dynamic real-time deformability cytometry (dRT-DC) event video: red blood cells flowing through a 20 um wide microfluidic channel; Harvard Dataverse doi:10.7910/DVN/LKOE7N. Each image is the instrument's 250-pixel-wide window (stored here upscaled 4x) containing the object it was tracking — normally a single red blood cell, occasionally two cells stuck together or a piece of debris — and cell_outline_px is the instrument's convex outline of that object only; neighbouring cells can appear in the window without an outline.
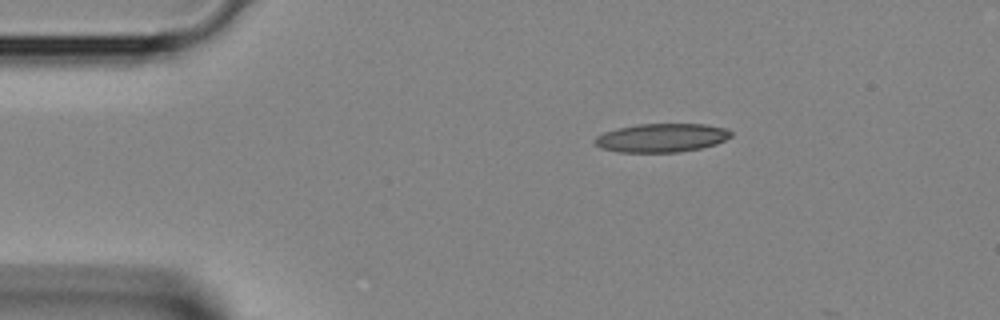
{"species": "Egyptian fruit bat (a non-hibernating species)", "species_latin": "Rousettus aegyptiacus", "temperature_condition": "room temperature", "stored_images_in_passage": 2, "camera_frame_rate_fps": 3000, "um_per_image_px": 0.085, "animal": {"sex": "female"}, "frame": {"image": 1, "passage_image": 1, "time_ms": 0.0, "image_size_px": [1000, 320], "cell_outline_px": [[732, 136], [716, 144], [700, 148], [680, 152], [620, 152], [600, 148], [592, 140], [596, 136], [604, 132], [616, 128], [636, 124], [704, 124], [724, 128], [732, 132]], "centroid_in_image_um": [56.2, 11.71], "position_along_channel_um": 28.8, "area_um2": 22.77}}